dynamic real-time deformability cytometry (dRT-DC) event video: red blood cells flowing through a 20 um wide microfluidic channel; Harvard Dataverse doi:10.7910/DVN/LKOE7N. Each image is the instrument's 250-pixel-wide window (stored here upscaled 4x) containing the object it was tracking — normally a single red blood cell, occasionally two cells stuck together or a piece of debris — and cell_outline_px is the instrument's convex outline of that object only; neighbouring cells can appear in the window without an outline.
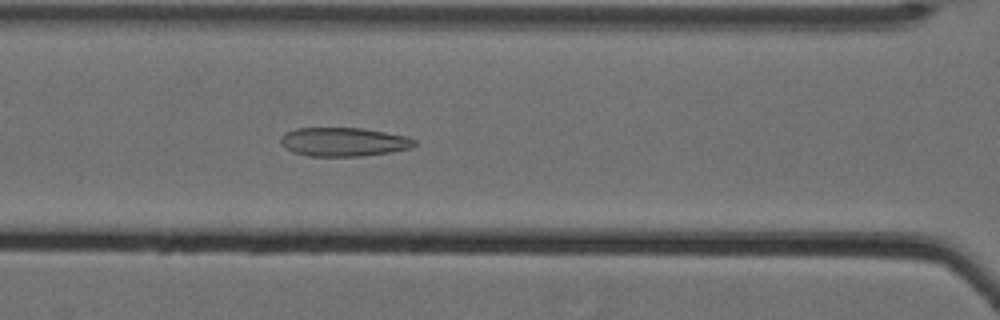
{"species": "Egyptian fruit bat (a non-hibernating species)", "species_latin": "Rousettus aegyptiacus", "temperature_condition": "cold", "stored_images_in_passage": 51, "camera_frame_rate_fps": 3000, "um_per_image_px": 0.085, "animal": {"sex": "female"}, "frame": {"image": 1, "passage_image": 20, "time_ms": 6.333, "image_size_px": [1000, 320], "cell_outline_px": [[416, 144], [412, 148], [388, 152], [360, 156], [308, 156], [292, 152], [284, 148], [280, 144], [280, 140], [284, 132], [296, 128], [364, 128], [404, 136], [416, 140]], "centroid_in_image_um": [29.15, 12.06], "position_along_channel_um": 137.4, "area_um2": 22.48}}
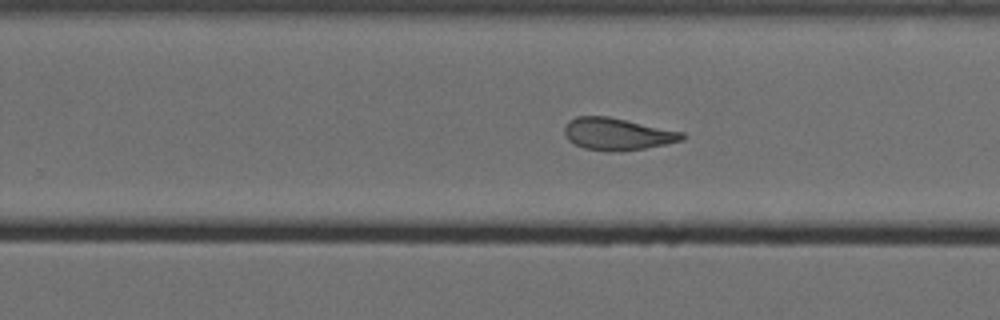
{"frame": {"image": 2, "passage_image": 32, "time_ms": 10.333, "image_size_px": [1000, 320], "cell_outline_px": [[684, 140], [644, 148], [620, 152], [608, 152], [584, 148], [568, 140], [564, 136], [564, 124], [568, 120], [576, 116], [608, 116], [684, 132]], "centroid_in_image_um": [52.43, 11.39], "position_along_channel_um": 277.4, "area_um2": 22.2}}
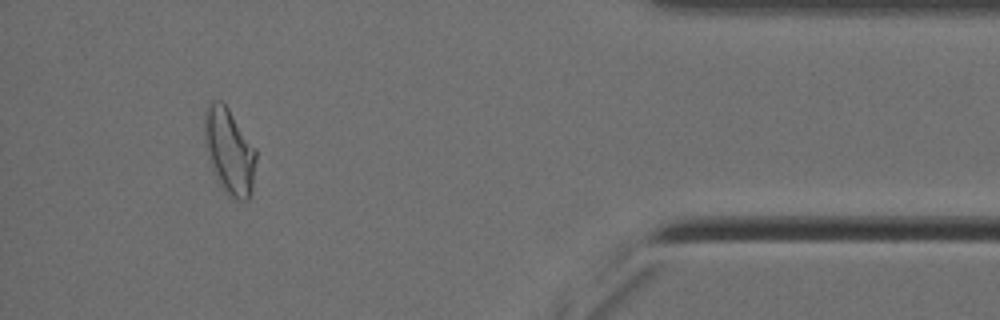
{"frame": {"image": 3, "passage_image": 47, "time_ms": 15.333, "image_size_px": [1000, 320], "cell_outline_px": [[256, 160], [252, 192], [248, 200], [236, 200], [228, 196], [224, 192], [208, 160], [204, 140], [204, 116], [208, 104], [212, 100], [220, 100], [228, 108], [256, 148]], "centroid_in_image_um": [19.49, 12.87], "position_along_channel_um": 415.7, "area_um2": 26.01}, "authors_computed_cell_mechanics": {"area_um2": 23.9292, "velocity_mm_per_s": 3.5028, "shape_relaxation_time_tau1_ms": null, "shape_relaxation_time_tau2_ms": 2.5803, "deformation_change_tau1": null, "deformation_change_tau2": 0.1165}}